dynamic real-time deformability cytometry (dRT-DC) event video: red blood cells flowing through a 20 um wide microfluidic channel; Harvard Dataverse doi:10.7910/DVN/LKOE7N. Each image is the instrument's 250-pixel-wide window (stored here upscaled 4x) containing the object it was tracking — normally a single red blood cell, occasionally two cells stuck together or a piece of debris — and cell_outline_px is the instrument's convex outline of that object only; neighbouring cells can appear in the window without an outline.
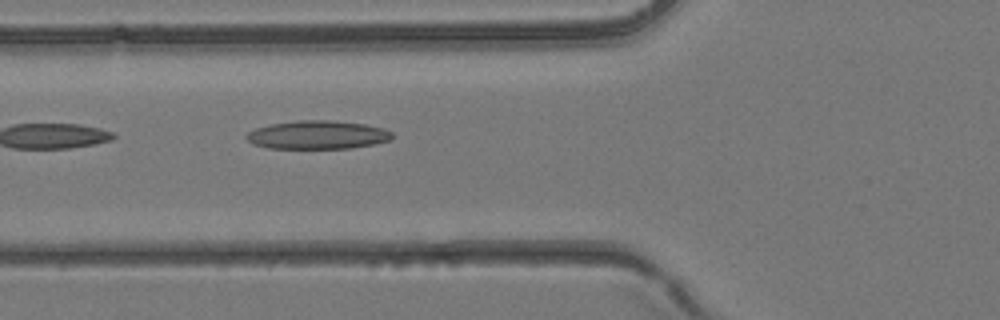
{"species": "common noctule bat (a hibernating species)", "species_latin": "Nyctalus noctula", "temperature_condition": "room temperature", "stored_images_in_passage": 5, "camera_frame_rate_fps": 3000, "um_per_image_px": 0.085, "animal": {"sex": "female", "body_mass_g": 24.6, "forearm_length_mm": 56.2}, "frame": {"image": 1, "passage_image": 5, "time_ms": 1.333, "image_size_px": [1000, 320], "cell_outline_px": [[392, 140], [352, 148], [268, 148], [252, 144], [244, 136], [248, 132], [256, 128], [272, 124], [296, 120], [328, 120], [364, 124], [384, 128], [392, 132]], "centroid_in_image_um": [26.99, 11.46], "position_along_channel_um": 98.8, "area_um2": 24.1}}